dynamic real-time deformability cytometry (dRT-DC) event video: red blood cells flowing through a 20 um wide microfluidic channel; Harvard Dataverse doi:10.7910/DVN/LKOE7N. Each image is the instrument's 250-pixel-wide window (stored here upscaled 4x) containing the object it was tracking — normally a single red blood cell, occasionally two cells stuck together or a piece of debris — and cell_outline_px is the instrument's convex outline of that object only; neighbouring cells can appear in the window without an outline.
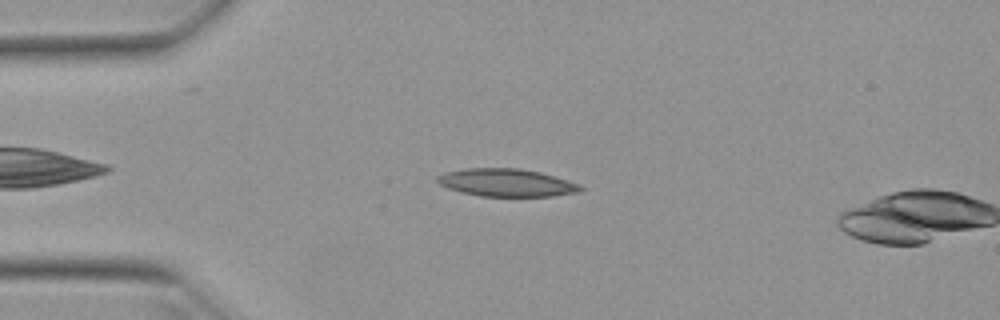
{"species": "Egyptian fruit bat (a non-hibernating species)", "species_latin": "Rousettus aegyptiacus", "temperature_condition": "warm", "stored_images_in_passage": 9, "camera_frame_rate_fps": 3000, "um_per_image_px": 0.085, "animal": {"sex": "female"}, "frame": {"image": 1, "passage_image": 8, "time_ms": 2.333, "image_size_px": [1000, 320], "cell_outline_px": [[584, 188], [576, 192], [552, 196], [480, 196], [460, 192], [448, 188], [440, 184], [436, 180], [436, 176], [444, 172], [464, 168], [520, 168], [540, 172], [580, 184]], "centroid_in_image_um": [43.01, 15.52], "position_along_channel_um": 42.0, "area_um2": 23.12}}